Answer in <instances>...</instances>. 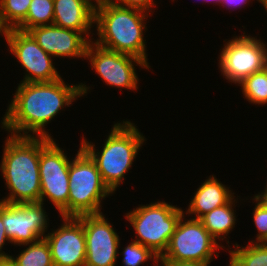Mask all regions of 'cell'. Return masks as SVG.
I'll list each match as a JSON object with an SVG mask.
<instances>
[{"label": "cell", "mask_w": 267, "mask_h": 266, "mask_svg": "<svg viewBox=\"0 0 267 266\" xmlns=\"http://www.w3.org/2000/svg\"><path fill=\"white\" fill-rule=\"evenodd\" d=\"M64 80L19 83L0 122L1 129L13 136L53 139L45 126L91 89L85 82L69 85Z\"/></svg>", "instance_id": "6da1fadb"}, {"label": "cell", "mask_w": 267, "mask_h": 266, "mask_svg": "<svg viewBox=\"0 0 267 266\" xmlns=\"http://www.w3.org/2000/svg\"><path fill=\"white\" fill-rule=\"evenodd\" d=\"M152 17L145 11L121 7L112 0H102L94 9V43L120 53L135 56L148 65V53L144 35L147 18Z\"/></svg>", "instance_id": "7a4b0ae2"}, {"label": "cell", "mask_w": 267, "mask_h": 266, "mask_svg": "<svg viewBox=\"0 0 267 266\" xmlns=\"http://www.w3.org/2000/svg\"><path fill=\"white\" fill-rule=\"evenodd\" d=\"M0 171L9 193L6 203L40 202V137H5Z\"/></svg>", "instance_id": "3957f363"}, {"label": "cell", "mask_w": 267, "mask_h": 266, "mask_svg": "<svg viewBox=\"0 0 267 266\" xmlns=\"http://www.w3.org/2000/svg\"><path fill=\"white\" fill-rule=\"evenodd\" d=\"M137 127L129 119L114 122L100 150L84 134L81 137V147L94 160L104 184L113 194L125 183L123 180L136 161L140 148L146 144L145 135Z\"/></svg>", "instance_id": "277c9868"}, {"label": "cell", "mask_w": 267, "mask_h": 266, "mask_svg": "<svg viewBox=\"0 0 267 266\" xmlns=\"http://www.w3.org/2000/svg\"><path fill=\"white\" fill-rule=\"evenodd\" d=\"M75 155L69 166L68 217L101 213L103 200L114 194L104 184L96 163L81 144Z\"/></svg>", "instance_id": "5b68a950"}, {"label": "cell", "mask_w": 267, "mask_h": 266, "mask_svg": "<svg viewBox=\"0 0 267 266\" xmlns=\"http://www.w3.org/2000/svg\"><path fill=\"white\" fill-rule=\"evenodd\" d=\"M184 210L177 205L165 201L140 204L125 213L135 231L137 243L149 248L159 258L167 249L169 240L175 231L177 223Z\"/></svg>", "instance_id": "8992f818"}, {"label": "cell", "mask_w": 267, "mask_h": 266, "mask_svg": "<svg viewBox=\"0 0 267 266\" xmlns=\"http://www.w3.org/2000/svg\"><path fill=\"white\" fill-rule=\"evenodd\" d=\"M186 217L183 214L179 219L159 262L211 263L214 258H218L220 249L224 251V244L218 243L199 219Z\"/></svg>", "instance_id": "52a82bcc"}, {"label": "cell", "mask_w": 267, "mask_h": 266, "mask_svg": "<svg viewBox=\"0 0 267 266\" xmlns=\"http://www.w3.org/2000/svg\"><path fill=\"white\" fill-rule=\"evenodd\" d=\"M56 139L40 137V202L50 201L59 217H68L69 166L71 159ZM65 151V152H64Z\"/></svg>", "instance_id": "ba28073f"}, {"label": "cell", "mask_w": 267, "mask_h": 266, "mask_svg": "<svg viewBox=\"0 0 267 266\" xmlns=\"http://www.w3.org/2000/svg\"><path fill=\"white\" fill-rule=\"evenodd\" d=\"M231 38L223 41L225 44L219 52L218 69L227 83L229 81L237 86L247 76L264 69L267 43L245 31Z\"/></svg>", "instance_id": "9c48e42d"}, {"label": "cell", "mask_w": 267, "mask_h": 266, "mask_svg": "<svg viewBox=\"0 0 267 266\" xmlns=\"http://www.w3.org/2000/svg\"><path fill=\"white\" fill-rule=\"evenodd\" d=\"M85 59L91 64L90 67L98 74L107 86L134 91L139 88V77L137 68L150 69L143 60L125 53L116 52L104 48L93 40L90 41Z\"/></svg>", "instance_id": "30bf717a"}, {"label": "cell", "mask_w": 267, "mask_h": 266, "mask_svg": "<svg viewBox=\"0 0 267 266\" xmlns=\"http://www.w3.org/2000/svg\"><path fill=\"white\" fill-rule=\"evenodd\" d=\"M4 40L9 53L17 58L20 67L25 69V76L23 75L20 83L51 82L62 78L55 68V59L38 45L29 32L11 28L8 29Z\"/></svg>", "instance_id": "8fae6325"}, {"label": "cell", "mask_w": 267, "mask_h": 266, "mask_svg": "<svg viewBox=\"0 0 267 266\" xmlns=\"http://www.w3.org/2000/svg\"><path fill=\"white\" fill-rule=\"evenodd\" d=\"M44 204L1 201V218L12 245L29 244L44 238L50 225Z\"/></svg>", "instance_id": "7c38bea8"}, {"label": "cell", "mask_w": 267, "mask_h": 266, "mask_svg": "<svg viewBox=\"0 0 267 266\" xmlns=\"http://www.w3.org/2000/svg\"><path fill=\"white\" fill-rule=\"evenodd\" d=\"M86 238L84 266H115L120 237L104 213L81 215Z\"/></svg>", "instance_id": "4fadbf2b"}, {"label": "cell", "mask_w": 267, "mask_h": 266, "mask_svg": "<svg viewBox=\"0 0 267 266\" xmlns=\"http://www.w3.org/2000/svg\"><path fill=\"white\" fill-rule=\"evenodd\" d=\"M58 228L44 236L51 250L54 266H84L86 238L79 217H60Z\"/></svg>", "instance_id": "5bb4252c"}, {"label": "cell", "mask_w": 267, "mask_h": 266, "mask_svg": "<svg viewBox=\"0 0 267 266\" xmlns=\"http://www.w3.org/2000/svg\"><path fill=\"white\" fill-rule=\"evenodd\" d=\"M28 32L38 45L53 58H80L83 61L91 41L84 33L58 27L54 24L37 26Z\"/></svg>", "instance_id": "9a60e30c"}, {"label": "cell", "mask_w": 267, "mask_h": 266, "mask_svg": "<svg viewBox=\"0 0 267 266\" xmlns=\"http://www.w3.org/2000/svg\"><path fill=\"white\" fill-rule=\"evenodd\" d=\"M53 3L54 25L84 33L89 39H94L95 8L87 0H53Z\"/></svg>", "instance_id": "2e32d148"}, {"label": "cell", "mask_w": 267, "mask_h": 266, "mask_svg": "<svg viewBox=\"0 0 267 266\" xmlns=\"http://www.w3.org/2000/svg\"><path fill=\"white\" fill-rule=\"evenodd\" d=\"M230 187L210 175L193 193L184 214L192 219H200L213 209L227 204L235 195ZM195 215V216H194Z\"/></svg>", "instance_id": "e0dca14e"}, {"label": "cell", "mask_w": 267, "mask_h": 266, "mask_svg": "<svg viewBox=\"0 0 267 266\" xmlns=\"http://www.w3.org/2000/svg\"><path fill=\"white\" fill-rule=\"evenodd\" d=\"M235 197L236 196H234L227 204L213 209L199 219L216 241H227L225 248L227 246L228 248L225 250H229L231 247L228 245L230 243L227 236L233 231L232 229H234L237 224L236 210L234 209L238 203V197L240 196H237V198Z\"/></svg>", "instance_id": "ac0fdd59"}, {"label": "cell", "mask_w": 267, "mask_h": 266, "mask_svg": "<svg viewBox=\"0 0 267 266\" xmlns=\"http://www.w3.org/2000/svg\"><path fill=\"white\" fill-rule=\"evenodd\" d=\"M228 266H267V243H247L240 246L237 242L232 244Z\"/></svg>", "instance_id": "d6986e66"}, {"label": "cell", "mask_w": 267, "mask_h": 266, "mask_svg": "<svg viewBox=\"0 0 267 266\" xmlns=\"http://www.w3.org/2000/svg\"><path fill=\"white\" fill-rule=\"evenodd\" d=\"M21 246L25 248L17 256L10 255L16 266H54L50 246L45 238Z\"/></svg>", "instance_id": "ffe728a7"}, {"label": "cell", "mask_w": 267, "mask_h": 266, "mask_svg": "<svg viewBox=\"0 0 267 266\" xmlns=\"http://www.w3.org/2000/svg\"><path fill=\"white\" fill-rule=\"evenodd\" d=\"M54 19L53 0H31L26 18L16 27L28 32L37 26L52 25Z\"/></svg>", "instance_id": "44dd1931"}, {"label": "cell", "mask_w": 267, "mask_h": 266, "mask_svg": "<svg viewBox=\"0 0 267 266\" xmlns=\"http://www.w3.org/2000/svg\"><path fill=\"white\" fill-rule=\"evenodd\" d=\"M238 86L241 87L244 100L250 104L267 105V72L264 69L247 76Z\"/></svg>", "instance_id": "7402d4cb"}, {"label": "cell", "mask_w": 267, "mask_h": 266, "mask_svg": "<svg viewBox=\"0 0 267 266\" xmlns=\"http://www.w3.org/2000/svg\"><path fill=\"white\" fill-rule=\"evenodd\" d=\"M31 0H0V19L8 28H16L27 16Z\"/></svg>", "instance_id": "603a6c76"}, {"label": "cell", "mask_w": 267, "mask_h": 266, "mask_svg": "<svg viewBox=\"0 0 267 266\" xmlns=\"http://www.w3.org/2000/svg\"><path fill=\"white\" fill-rule=\"evenodd\" d=\"M122 250L121 253L118 252V254L123 255L122 266H142L144 263H147V261L153 262V266H160L159 257L149 248L134 240L130 241Z\"/></svg>", "instance_id": "cb8c5ba5"}, {"label": "cell", "mask_w": 267, "mask_h": 266, "mask_svg": "<svg viewBox=\"0 0 267 266\" xmlns=\"http://www.w3.org/2000/svg\"><path fill=\"white\" fill-rule=\"evenodd\" d=\"M250 200L255 204L252 215L255 230L257 229L258 233L256 239L249 243H267V202L259 199L256 195Z\"/></svg>", "instance_id": "d4e9b609"}, {"label": "cell", "mask_w": 267, "mask_h": 266, "mask_svg": "<svg viewBox=\"0 0 267 266\" xmlns=\"http://www.w3.org/2000/svg\"><path fill=\"white\" fill-rule=\"evenodd\" d=\"M112 1L118 6L139 9L149 14L154 13L155 12L154 8L157 6L155 0H112Z\"/></svg>", "instance_id": "484cf974"}, {"label": "cell", "mask_w": 267, "mask_h": 266, "mask_svg": "<svg viewBox=\"0 0 267 266\" xmlns=\"http://www.w3.org/2000/svg\"><path fill=\"white\" fill-rule=\"evenodd\" d=\"M6 241L7 243H11L8 236H7V233H6V230H5V226L3 225V222H2V218H1V201H0V260H4V259H7V258H10V254L8 253H5L3 251L4 249V245H7L6 244Z\"/></svg>", "instance_id": "4316f807"}, {"label": "cell", "mask_w": 267, "mask_h": 266, "mask_svg": "<svg viewBox=\"0 0 267 266\" xmlns=\"http://www.w3.org/2000/svg\"><path fill=\"white\" fill-rule=\"evenodd\" d=\"M253 1L254 0H252V2ZM257 1L260 2V0H257ZM249 2L252 3L251 0H224L220 6H222V8L224 6V8L226 10L228 8L229 11H234V10H236V8L242 9V7L245 8L246 6L247 7L250 6ZM231 9H233V10H231Z\"/></svg>", "instance_id": "83f0119b"}, {"label": "cell", "mask_w": 267, "mask_h": 266, "mask_svg": "<svg viewBox=\"0 0 267 266\" xmlns=\"http://www.w3.org/2000/svg\"><path fill=\"white\" fill-rule=\"evenodd\" d=\"M210 263H201V262H160V266H210Z\"/></svg>", "instance_id": "f1b7e54d"}, {"label": "cell", "mask_w": 267, "mask_h": 266, "mask_svg": "<svg viewBox=\"0 0 267 266\" xmlns=\"http://www.w3.org/2000/svg\"><path fill=\"white\" fill-rule=\"evenodd\" d=\"M267 178V177H266ZM267 180V179H266ZM259 199L267 202V181H266V186L264 187V190L262 192H258V194H255Z\"/></svg>", "instance_id": "f546056e"}, {"label": "cell", "mask_w": 267, "mask_h": 266, "mask_svg": "<svg viewBox=\"0 0 267 266\" xmlns=\"http://www.w3.org/2000/svg\"><path fill=\"white\" fill-rule=\"evenodd\" d=\"M7 31H8V28L3 24L2 20L0 19V38L1 36H4V38H6Z\"/></svg>", "instance_id": "4dcf8cb0"}, {"label": "cell", "mask_w": 267, "mask_h": 266, "mask_svg": "<svg viewBox=\"0 0 267 266\" xmlns=\"http://www.w3.org/2000/svg\"><path fill=\"white\" fill-rule=\"evenodd\" d=\"M94 8L102 1V0H87Z\"/></svg>", "instance_id": "1f68e13d"}, {"label": "cell", "mask_w": 267, "mask_h": 266, "mask_svg": "<svg viewBox=\"0 0 267 266\" xmlns=\"http://www.w3.org/2000/svg\"><path fill=\"white\" fill-rule=\"evenodd\" d=\"M205 1L210 2V3L213 2V5L216 4L220 6V4H222L224 0H205Z\"/></svg>", "instance_id": "d6a6232c"}, {"label": "cell", "mask_w": 267, "mask_h": 266, "mask_svg": "<svg viewBox=\"0 0 267 266\" xmlns=\"http://www.w3.org/2000/svg\"><path fill=\"white\" fill-rule=\"evenodd\" d=\"M259 3L264 7V9L266 10L265 12H267V0H260Z\"/></svg>", "instance_id": "836d02e7"}, {"label": "cell", "mask_w": 267, "mask_h": 266, "mask_svg": "<svg viewBox=\"0 0 267 266\" xmlns=\"http://www.w3.org/2000/svg\"><path fill=\"white\" fill-rule=\"evenodd\" d=\"M264 70L267 72V53L264 60Z\"/></svg>", "instance_id": "e575fe53"}]
</instances>
